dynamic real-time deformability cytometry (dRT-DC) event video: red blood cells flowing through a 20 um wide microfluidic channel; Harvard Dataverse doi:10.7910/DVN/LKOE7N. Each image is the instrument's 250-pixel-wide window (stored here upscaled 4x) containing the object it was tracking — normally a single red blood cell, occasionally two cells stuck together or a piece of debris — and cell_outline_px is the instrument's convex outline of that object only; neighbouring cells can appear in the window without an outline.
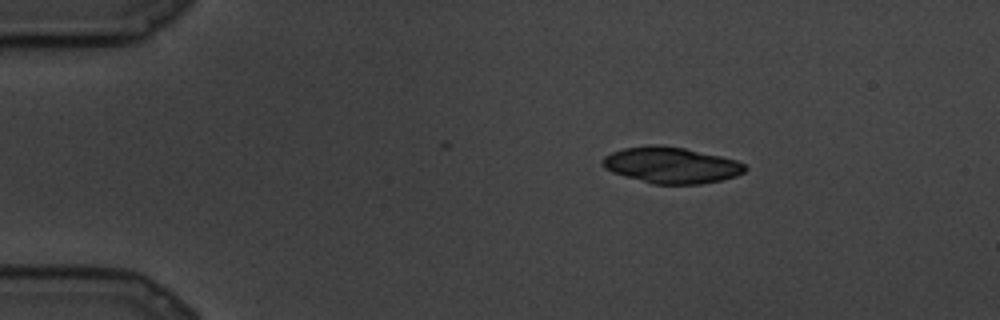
{"species": "common noctule bat (a hibernating species)", "species_latin": "Nyctalus noctula", "temperature_condition": "cold", "stored_images_in_passage": 57, "camera_frame_rate_fps": 3000, "um_per_image_px": 0.085, "animal": {"sex": "male", "body_mass_g": 19.5, "forearm_length_mm": 54.6}, "frame": {"image": 1, "passage_image": 1, "time_ms": 0.0, "image_size_px": [1000, 320], "cell_outline_px": [[748, 168], [744, 172], [736, 176], [720, 180], [700, 184], [652, 184], [624, 176], [612, 172], [604, 168], [600, 164], [604, 156], [612, 152], [624, 148], [652, 144], [660, 144], [684, 148], [720, 156], [736, 160], [744, 164]], "centroid_in_image_um": [57.02, 14.03], "position_along_channel_um": 28.0, "area_um2": 30.11}}